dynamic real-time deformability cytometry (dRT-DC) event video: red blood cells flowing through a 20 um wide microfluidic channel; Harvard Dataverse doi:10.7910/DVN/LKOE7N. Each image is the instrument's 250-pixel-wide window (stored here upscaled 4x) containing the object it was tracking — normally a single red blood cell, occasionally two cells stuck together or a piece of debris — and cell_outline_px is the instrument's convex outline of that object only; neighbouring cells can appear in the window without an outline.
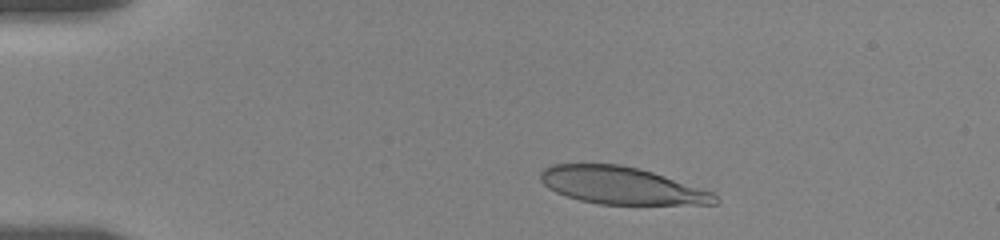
{"species": "human", "species_latin": "Homo sapiens", "temperature_condition": "room temperature", "stored_images_in_passage": 32, "camera_frame_rate_fps": 3000, "um_per_image_px": 0.085, "donor": {"sex": "female"}, "frame": {"image": 1, "passage_image": 3, "time_ms": 1.667, "image_size_px": [1000, 240], "cell_outline_px": [[720, 200], [716, 204], [600, 204], [580, 200], [556, 192], [548, 188], [540, 180], [540, 172], [544, 168], [552, 164], [620, 164], [640, 168], [712, 192]], "centroid_in_image_um": [52.79, 15.76], "position_along_channel_um": 32.2, "area_um2": 37.57}}
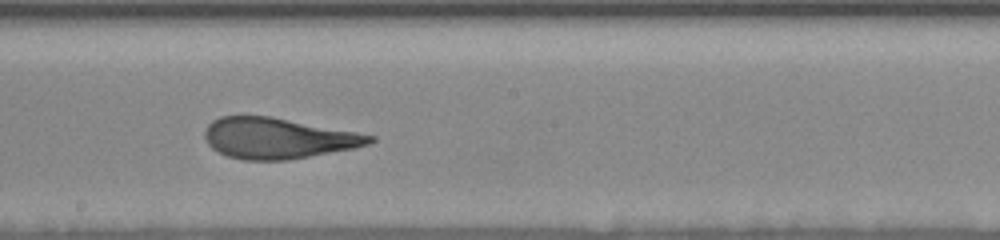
{"frame": {"image": 2, "passage_image": 17, "time_ms": 8.667, "image_size_px": [1000, 240], "cell_outline_px": [[376, 140], [368, 144], [352, 148], [288, 160], [244, 160], [228, 156], [212, 148], [208, 144], [204, 136], [204, 132], [208, 124], [212, 120], [220, 116], [272, 116], [356, 132], [376, 136]], "centroid_in_image_um": [23.6, 11.74], "position_along_channel_um": 224.6, "area_um2": 39.02}}
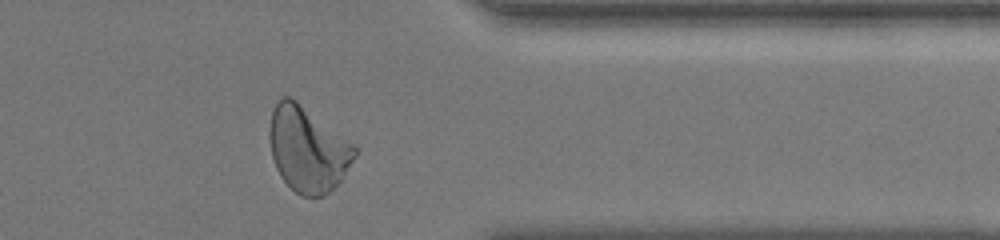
{"frame": {"image": 3, "passage_image": 29, "time_ms": 13.333, "image_size_px": [1000, 240], "cell_outline_px": [[356, 156], [340, 180], [324, 196], [300, 196], [280, 176], [276, 168], [272, 156], [268, 132], [272, 112], [280, 96], [288, 96], [296, 100], [352, 144], [356, 148]], "centroid_in_image_um": [26.11, 12.69], "position_along_channel_um": 385.3, "area_um2": 41.5}, "authors_computed_cell_mechanics": {"area_um2": 39.8242, "velocity_mm_per_s": 3.6042, "shape_relaxation_time_tau1_ms": 5.2495, "shape_relaxation_time_tau2_ms": 0.7412, "deformation_change_tau1": 0.2304, "deformation_change_tau2": 0.0991}}